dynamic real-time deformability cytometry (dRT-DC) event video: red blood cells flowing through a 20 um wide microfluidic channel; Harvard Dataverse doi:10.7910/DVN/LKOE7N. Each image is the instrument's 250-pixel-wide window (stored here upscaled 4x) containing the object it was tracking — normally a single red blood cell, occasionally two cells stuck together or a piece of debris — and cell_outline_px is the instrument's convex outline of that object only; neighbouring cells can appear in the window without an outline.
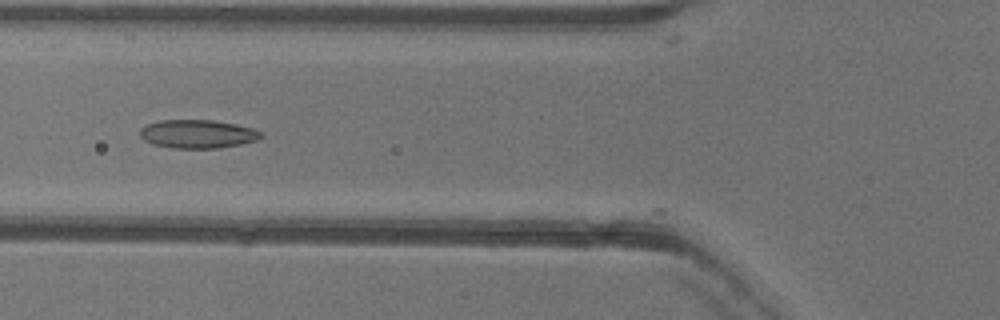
{"species": "common noctule bat (a hibernating species)", "species_latin": "Nyctalus noctula", "temperature_condition": "warm", "stored_images_in_passage": 30, "camera_frame_rate_fps": 3000, "um_per_image_px": 0.085, "animal": {"sex": "female"}, "frame": {"image": 1, "passage_image": 3, "time_ms": 0.667, "image_size_px": [1000, 320], "cell_outline_px": [[264, 136], [256, 140], [240, 144], [216, 148], [176, 148], [152, 144], [144, 140], [140, 136], [140, 128], [148, 124], [160, 120], [212, 120], [236, 124], [252, 128], [260, 132]], "centroid_in_image_um": [16.78, 11.38], "position_along_channel_um": 109.0, "area_um2": 19.94}}
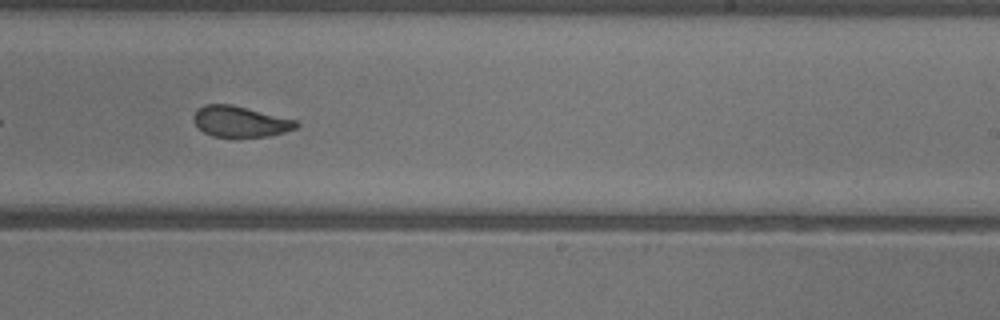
{"frame": {"image": 2, "passage_image": 15, "time_ms": 4.667, "image_size_px": [1000, 320], "cell_outline_px": [[300, 124], [296, 128], [284, 132], [268, 136], [236, 140], [232, 140], [212, 136], [204, 132], [192, 120], [192, 116], [196, 108], [204, 104], [232, 104], [296, 120]], "centroid_in_image_um": [20.37, 10.37], "position_along_channel_um": 268.6, "area_um2": 19.25}}
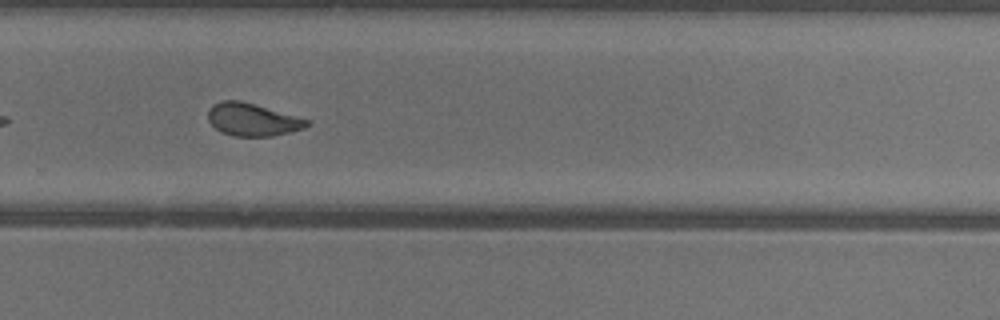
{"frame": {"image": 3, "passage_image": 18, "time_ms": 5.667, "image_size_px": [1000, 320], "cell_outline_px": [[312, 124], [304, 128], [292, 132], [272, 136], [236, 136], [220, 132], [208, 120], [208, 108], [212, 104], [220, 100], [240, 100], [308, 120]], "centroid_in_image_um": [21.42, 10.17], "position_along_channel_um": 308.4, "area_um2": 18.73}, "authors_computed_cell_mechanics": {"area_um2": 19.1029, "velocity_mm_per_s": 3.9855, "shape_relaxation_time_tau1_ms": 6.1379, "shape_relaxation_time_tau2_ms": 1.1896, "deformation_change_tau1": 0.1611, "deformation_change_tau2": 0.0595}}